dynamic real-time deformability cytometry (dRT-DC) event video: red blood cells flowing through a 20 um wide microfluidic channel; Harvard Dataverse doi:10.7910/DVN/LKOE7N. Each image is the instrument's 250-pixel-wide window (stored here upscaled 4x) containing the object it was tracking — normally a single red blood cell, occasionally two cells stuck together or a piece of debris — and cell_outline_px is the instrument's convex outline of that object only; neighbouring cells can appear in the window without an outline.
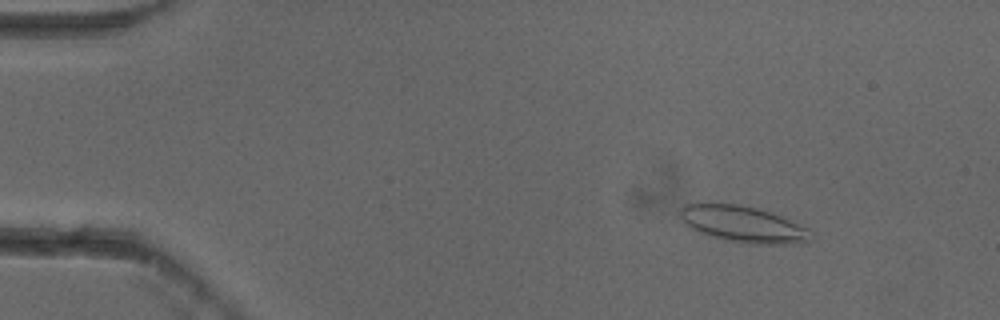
{"species": "common noctule bat (a hibernating species)", "species_latin": "Nyctalus noctula", "temperature_condition": "cold", "stored_images_in_passage": 54, "camera_frame_rate_fps": 3000, "um_per_image_px": 0.085, "animal": {"sex": "female"}, "frame": {"image": 1, "passage_image": 7, "time_ms": 2.0, "image_size_px": [1000, 320], "cell_outline_px": [[812, 240], [800, 244], [748, 244], [724, 240], [700, 232], [684, 224], [680, 216], [680, 208], [684, 204], [736, 204], [756, 208], [772, 212], [808, 228]], "centroid_in_image_um": [63.19, 19.07], "position_along_channel_um": 21.8, "area_um2": 27.63}}
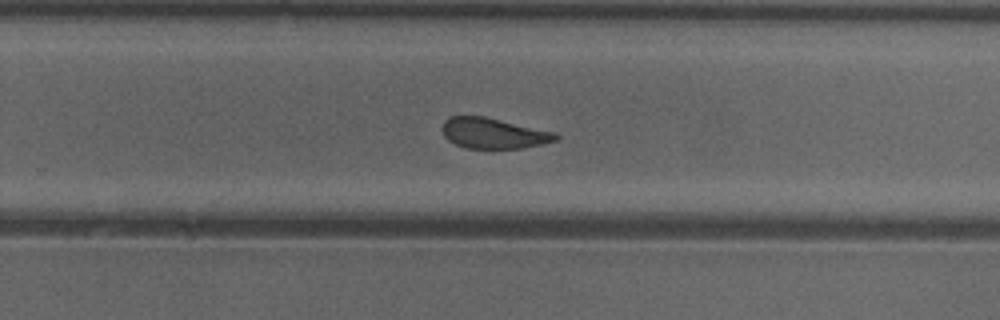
{"frame": {"image": 2, "passage_image": 35, "time_ms": 11.333, "image_size_px": [1000, 320], "cell_outline_px": [[560, 136], [556, 140], [540, 144], [520, 148], [464, 148], [448, 140], [444, 136], [444, 120], [448, 116], [484, 116], [556, 132]], "centroid_in_image_um": [41.95, 11.32], "position_along_channel_um": 287.8, "area_um2": 20.06}}
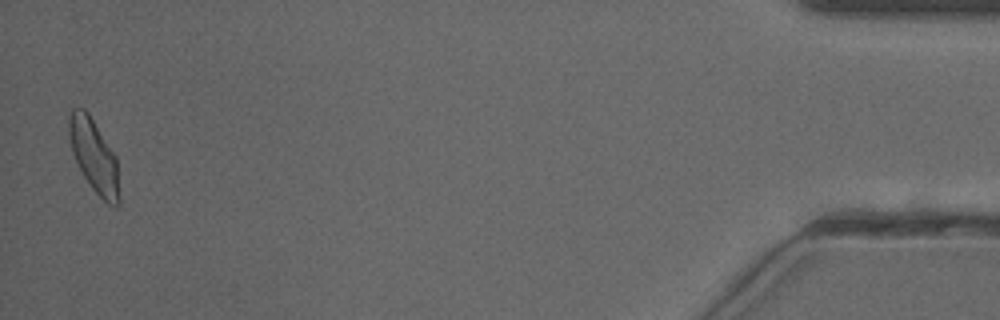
{"frame": {"image": 3, "passage_image": 53, "time_ms": 17.333, "image_size_px": [1000, 320], "cell_outline_px": [[120, 204], [108, 204], [92, 188], [84, 176], [72, 152], [68, 132], [68, 120], [72, 108], [84, 108], [88, 112], [116, 156], [120, 196]], "centroid_in_image_um": [7.99, 13.23], "position_along_channel_um": 427.2, "area_um2": 21.15}, "authors_computed_cell_mechanics": {"area_um2": 21.675, "velocity_mm_per_s": 3.8417, "shape_relaxation_time_tau1_ms": null, "shape_relaxation_time_tau2_ms": 1.4616, "deformation_change_tau1": null, "deformation_change_tau2": 0.0684}}